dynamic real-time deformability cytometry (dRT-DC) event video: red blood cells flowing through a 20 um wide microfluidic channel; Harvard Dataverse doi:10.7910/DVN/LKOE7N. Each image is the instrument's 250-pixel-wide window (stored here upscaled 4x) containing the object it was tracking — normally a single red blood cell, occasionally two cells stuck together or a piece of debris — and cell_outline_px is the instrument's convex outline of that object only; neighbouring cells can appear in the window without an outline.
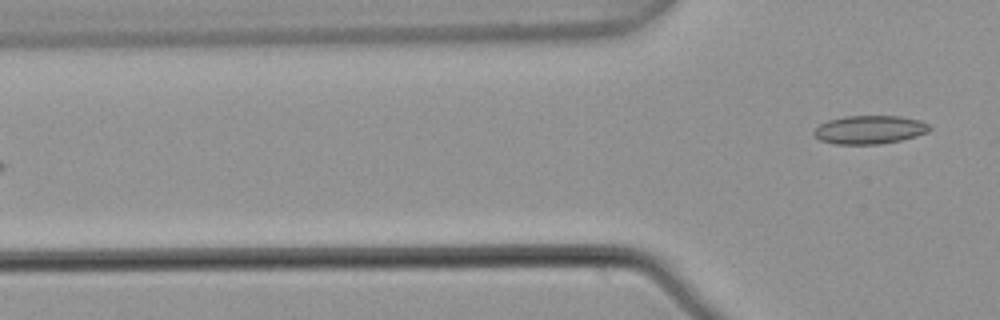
{"species": "common noctule bat (a hibernating species)", "species_latin": "Nyctalus noctula", "temperature_condition": "warm", "stored_images_in_passage": 2, "camera_frame_rate_fps": 3000, "um_per_image_px": 0.085, "animal": {"sex": "male", "body_mass_g": 21.5, "forearm_length_mm": 52.0}, "frame": {"image": 1, "passage_image": 2, "time_ms": 0.333, "image_size_px": [1000, 320], "cell_outline_px": [[932, 128], [928, 132], [916, 136], [900, 140], [880, 144], [836, 144], [820, 140], [812, 132], [820, 124], [828, 120], [844, 116], [900, 116], [920, 120], [928, 124]], "centroid_in_image_um": [73.92, 11.02], "position_along_channel_um": 51.9, "area_um2": 19.13}}